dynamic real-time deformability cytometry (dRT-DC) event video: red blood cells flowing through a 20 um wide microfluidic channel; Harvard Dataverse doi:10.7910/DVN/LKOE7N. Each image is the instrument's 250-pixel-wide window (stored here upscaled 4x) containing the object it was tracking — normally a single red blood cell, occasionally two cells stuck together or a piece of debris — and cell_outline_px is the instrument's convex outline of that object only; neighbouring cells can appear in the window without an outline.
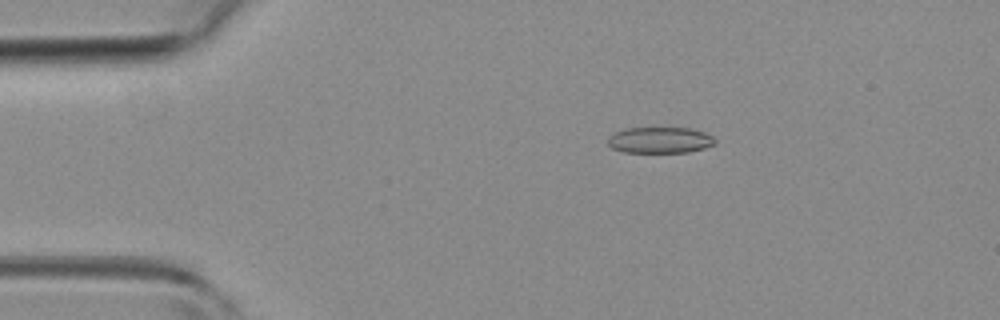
{"species": "common noctule bat (a hibernating species)", "species_latin": "Nyctalus noctula", "temperature_condition": "room temperature", "stored_images_in_passage": 4, "camera_frame_rate_fps": 3000, "um_per_image_px": 0.085, "animal": {"sex": "female", "body_mass_g": 19.3, "forearm_length_mm": 54.1}, "frame": {"image": 1, "passage_image": 2, "time_ms": 1.333, "image_size_px": [1000, 320], "cell_outline_px": [[716, 144], [704, 148], [688, 152], [624, 152], [612, 148], [608, 144], [608, 136], [624, 128], [692, 128], [704, 132], [712, 136], [716, 140]], "centroid_in_image_um": [56.1, 11.9], "position_along_channel_um": 28.9, "area_um2": 16.36}}